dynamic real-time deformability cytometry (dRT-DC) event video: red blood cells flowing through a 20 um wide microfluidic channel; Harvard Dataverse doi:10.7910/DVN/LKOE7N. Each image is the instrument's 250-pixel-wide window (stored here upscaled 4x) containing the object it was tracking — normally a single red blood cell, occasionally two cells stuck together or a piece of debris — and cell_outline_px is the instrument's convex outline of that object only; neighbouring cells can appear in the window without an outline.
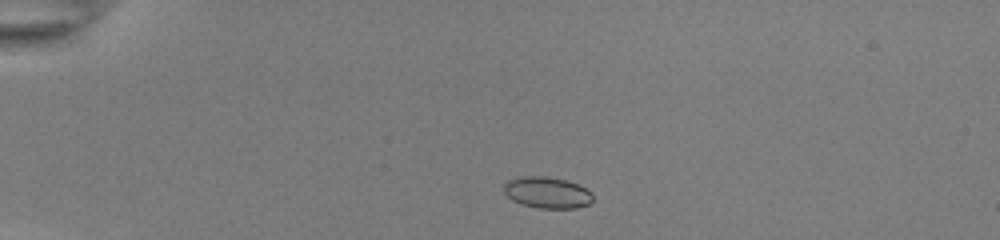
{"species": "common noctule bat (a hibernating species)", "species_latin": "Nyctalus noctula", "temperature_condition": "room temperature", "stored_images_in_passage": 44, "camera_frame_rate_fps": 3000, "um_per_image_px": 0.085, "animal": {"sex": "female", "body_mass_g": 22.0, "forearm_length_mm": 56.7}, "frame": {"image": 1, "passage_image": 4, "time_ms": 1.0, "image_size_px": [1000, 240], "cell_outline_px": [[592, 200], [588, 204], [576, 208], [540, 208], [520, 204], [512, 200], [504, 192], [504, 184], [508, 180], [520, 176], [544, 176], [564, 180], [576, 184], [592, 192]], "centroid_in_image_um": [46.47, 16.37], "position_along_channel_um": 38.5, "area_um2": 16.13}}
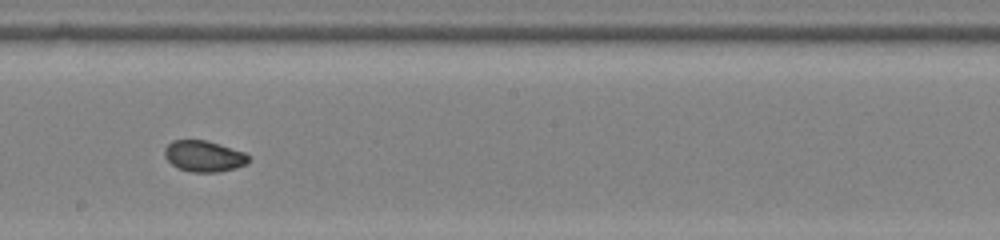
{"frame": {"image": 2, "passage_image": 23, "time_ms": 7.333, "image_size_px": [1000, 240], "cell_outline_px": [[248, 164], [236, 168], [220, 172], [188, 172], [176, 168], [164, 156], [164, 148], [172, 140], [208, 140], [244, 152], [248, 156]], "centroid_in_image_um": [17.31, 13.28], "position_along_channel_um": 230.9, "area_um2": 15.43}}
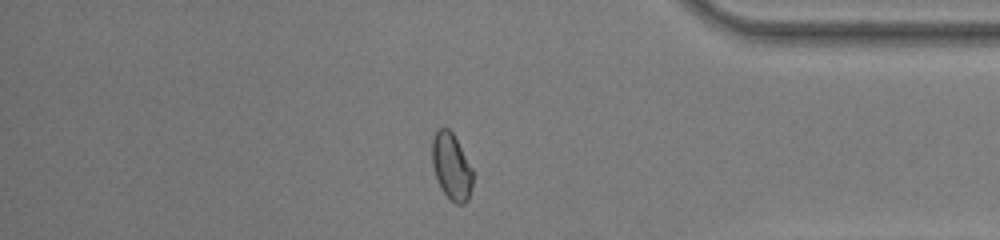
{"frame": {"image": 3, "passage_image": 37, "time_ms": 12.0, "image_size_px": [1000, 240], "cell_outline_px": [[472, 188], [468, 200], [464, 204], [456, 204], [440, 188], [432, 164], [432, 136], [436, 128], [448, 128], [452, 132], [472, 168]], "centroid_in_image_um": [38.36, 14.14], "position_along_channel_um": 396.8, "area_um2": 15.72}, "authors_computed_cell_mechanics": {"area_um2": 15.8083, "velocity_mm_per_s": 3.8991, "shape_relaxation_time_tau1_ms": 5.9062, "shape_relaxation_time_tau2_ms": 0.8294, "deformation_change_tau1": 0.1304, "deformation_change_tau2": 0.0286}}